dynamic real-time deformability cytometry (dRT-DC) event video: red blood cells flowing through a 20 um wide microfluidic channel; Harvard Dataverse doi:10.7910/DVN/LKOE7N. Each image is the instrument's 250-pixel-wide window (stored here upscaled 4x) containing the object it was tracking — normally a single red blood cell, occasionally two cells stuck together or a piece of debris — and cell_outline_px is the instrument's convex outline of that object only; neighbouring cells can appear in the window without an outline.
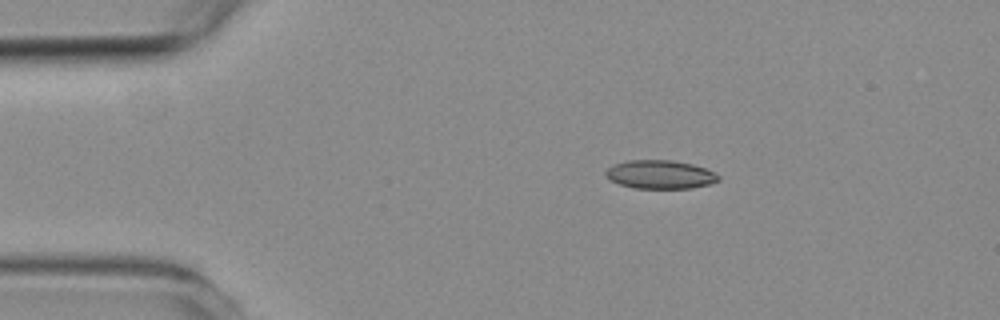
{"species": "common noctule bat (a hibernating species)", "species_latin": "Nyctalus noctula", "temperature_condition": "room temperature", "stored_images_in_passage": 3, "camera_frame_rate_fps": 3000, "um_per_image_px": 0.085, "animal": {"sex": "female", "body_mass_g": 19.3, "forearm_length_mm": 54.1}, "frame": {"image": 1, "passage_image": 1, "time_ms": 0.0, "image_size_px": [1000, 320], "cell_outline_px": [[720, 180], [708, 184], [692, 188], [636, 188], [620, 184], [604, 176], [604, 172], [608, 168], [616, 164], [628, 160], [672, 160], [692, 164], [704, 168], [720, 176]], "centroid_in_image_um": [56.1, 14.83], "position_along_channel_um": 28.9, "area_um2": 18.55}}
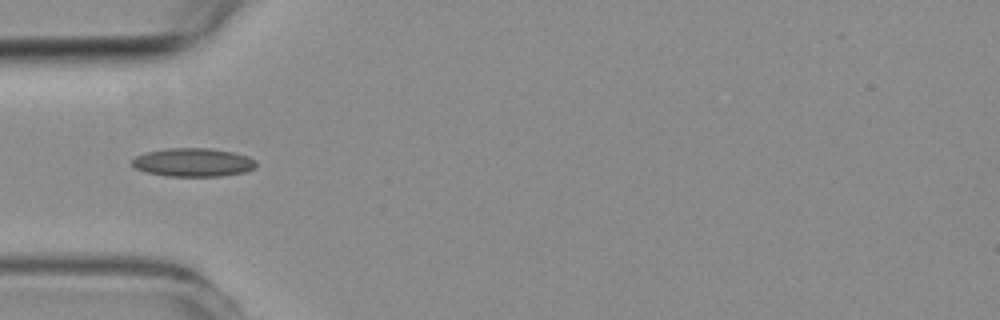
{"frame": {"image": 2, "passage_image": 2, "time_ms": 2.333, "image_size_px": [1000, 320], "cell_outline_px": [[256, 168], [244, 172], [220, 176], [168, 176], [148, 172], [136, 168], [132, 164], [132, 160], [136, 156], [148, 152], [164, 148], [212, 148], [232, 152], [248, 156], [256, 160]], "centroid_in_image_um": [16.45, 13.79], "position_along_channel_um": 68.5, "area_um2": 20.52}}
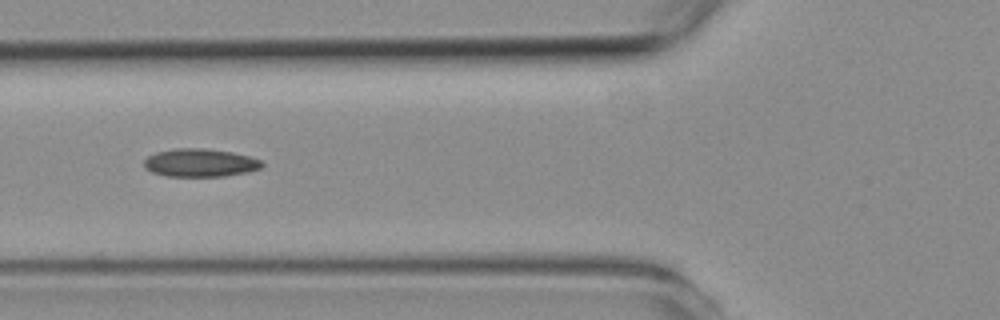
{"frame": {"image": 3, "passage_image": 3, "time_ms": 3.333, "image_size_px": [1000, 320], "cell_outline_px": [[264, 164], [260, 168], [248, 172], [224, 176], [168, 176], [152, 172], [144, 168], [144, 160], [148, 156], [156, 152], [176, 148], [200, 148], [232, 152], [248, 156], [260, 160]], "centroid_in_image_um": [16.99, 13.83], "position_along_channel_um": 108.8, "area_um2": 19.19}}